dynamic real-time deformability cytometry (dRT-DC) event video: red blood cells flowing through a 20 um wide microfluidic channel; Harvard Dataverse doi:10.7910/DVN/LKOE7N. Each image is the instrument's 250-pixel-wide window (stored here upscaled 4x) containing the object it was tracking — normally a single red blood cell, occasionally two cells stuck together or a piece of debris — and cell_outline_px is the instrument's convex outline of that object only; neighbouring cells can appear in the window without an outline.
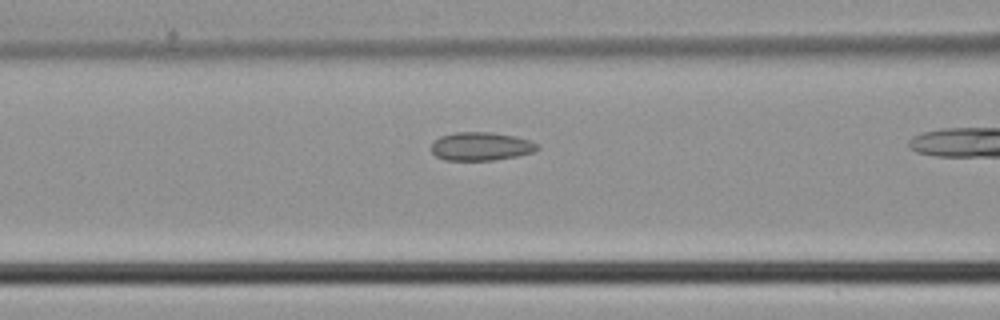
{"species": "common noctule bat (a hibernating species)", "species_latin": "Nyctalus noctula", "temperature_condition": "cold", "stored_images_in_passage": 15, "camera_frame_rate_fps": 3000, "um_per_image_px": 0.085, "animal": {"sex": "male", "body_mass_g": 21.5, "forearm_length_mm": 52.0}, "frame": {"image": 1, "passage_image": 5, "time_ms": 1.333, "image_size_px": [1000, 320], "cell_outline_px": [[540, 148], [532, 152], [516, 156], [492, 160], [444, 160], [436, 156], [432, 152], [432, 144], [440, 136], [456, 132], [492, 132], [516, 136], [540, 144]], "centroid_in_image_um": [40.9, 12.43], "position_along_channel_um": 125.7, "area_um2": 17.51}}
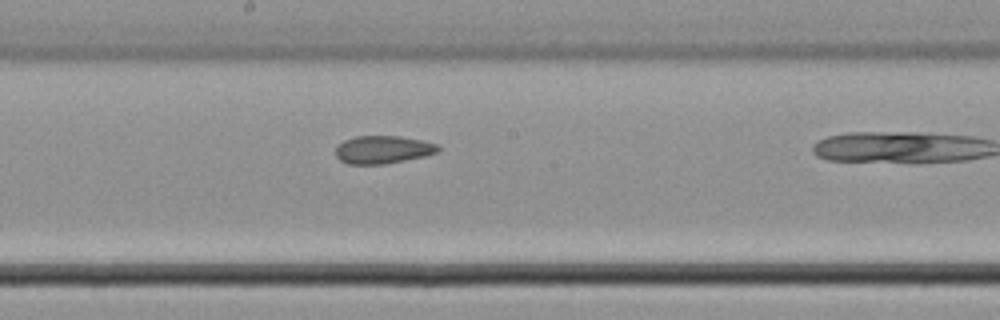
{"frame": {"image": 2, "passage_image": 11, "time_ms": 3.333, "image_size_px": [1000, 320], "cell_outline_px": [[440, 152], [424, 156], [384, 164], [348, 164], [340, 160], [336, 156], [336, 148], [344, 140], [356, 136], [400, 136], [420, 140], [436, 144], [440, 148]], "centroid_in_image_um": [32.55, 12.72], "position_along_channel_um": 215.7, "area_um2": 16.53}}